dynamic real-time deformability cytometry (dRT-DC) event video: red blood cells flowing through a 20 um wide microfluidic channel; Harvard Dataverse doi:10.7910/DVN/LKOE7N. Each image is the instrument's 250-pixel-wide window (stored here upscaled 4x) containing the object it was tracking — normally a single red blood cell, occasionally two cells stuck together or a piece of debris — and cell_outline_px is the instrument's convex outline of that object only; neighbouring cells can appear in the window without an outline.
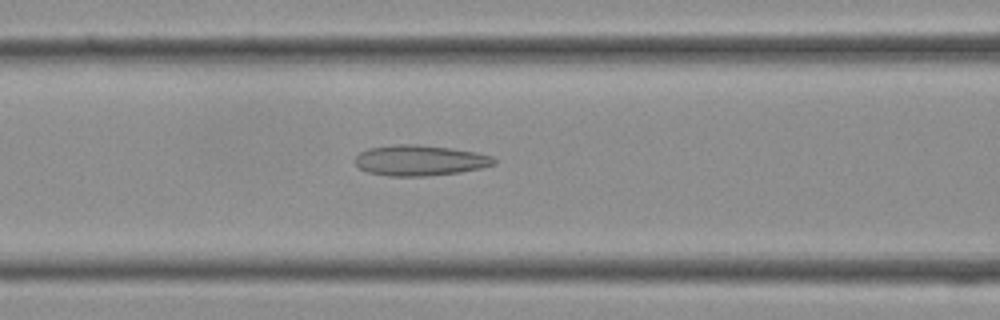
{"species": "Egyptian fruit bat (a non-hibernating species)", "species_latin": "Rousettus aegyptiacus", "temperature_condition": "cold", "stored_images_in_passage": 37, "camera_frame_rate_fps": 3000, "um_per_image_px": 0.085, "frame": {"image": 1, "passage_image": 15, "time_ms": 4.667, "image_size_px": [1000, 320], "cell_outline_px": [[496, 164], [480, 168], [460, 172], [428, 176], [388, 176], [368, 172], [360, 168], [352, 160], [360, 152], [368, 148], [396, 144], [416, 144], [452, 148], [476, 152], [492, 156], [496, 160]], "centroid_in_image_um": [35.68, 13.63], "position_along_channel_um": 130.9, "area_um2": 24.91}}
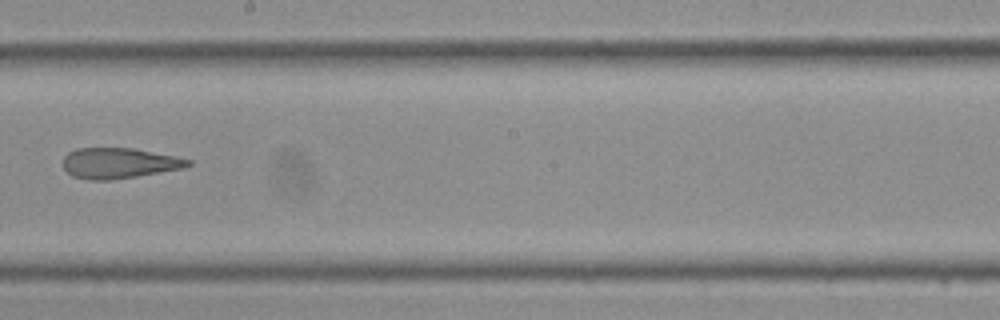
{"frame": {"image": 2, "passage_image": 21, "time_ms": 6.667, "image_size_px": [1000, 320], "cell_outline_px": [[192, 164], [180, 168], [136, 176], [112, 180], [88, 180], [72, 176], [64, 168], [64, 156], [68, 152], [76, 148], [136, 148], [192, 160]], "centroid_in_image_um": [10.07, 13.86], "position_along_channel_um": 238.1, "area_um2": 22.08}}
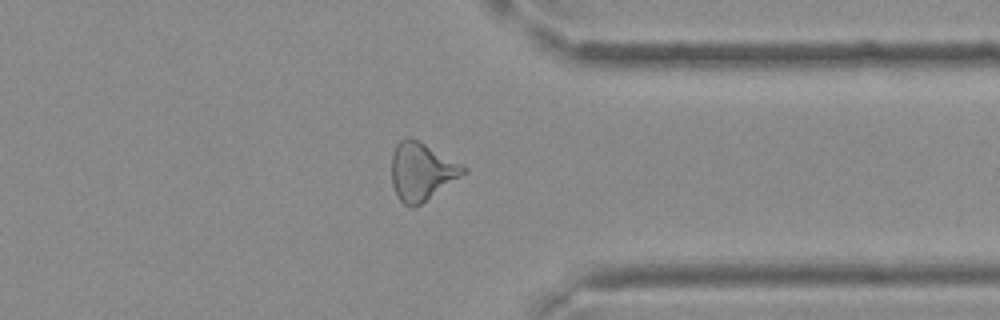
{"frame": {"image": 3, "passage_image": 29, "time_ms": 9.333, "image_size_px": [1000, 320], "cell_outline_px": [[468, 172], [420, 204], [412, 208], [404, 204], [400, 200], [392, 184], [392, 152], [396, 144], [400, 140], [408, 136], [412, 136], [464, 164], [468, 168]], "centroid_in_image_um": [35.86, 14.53], "position_along_channel_um": 375.5, "area_um2": 24.51}}